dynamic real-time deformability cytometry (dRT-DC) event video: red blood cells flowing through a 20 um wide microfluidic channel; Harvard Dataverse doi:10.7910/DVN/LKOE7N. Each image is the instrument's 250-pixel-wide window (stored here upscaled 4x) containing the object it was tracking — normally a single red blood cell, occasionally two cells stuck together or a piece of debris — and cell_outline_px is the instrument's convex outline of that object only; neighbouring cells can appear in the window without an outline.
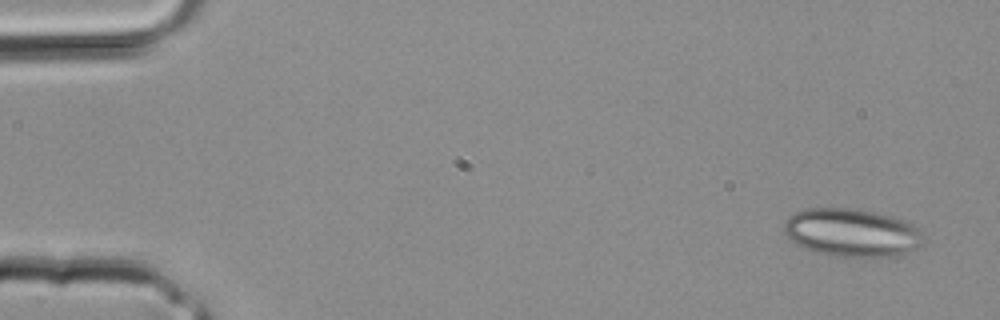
{"species": "common noctule bat (a hibernating species)", "species_latin": "Nyctalus noctula", "temperature_condition": "room temperature", "stored_images_in_passage": 4, "segment_of_instrument_passage": [1, 2], "camera_frame_rate_fps": 3000, "um_per_image_px": 0.085, "animal": {"sex": "male", "body_mass_g": 20.4}, "frame": {"image": 1, "passage_image": 1, "time_ms": 0.0, "image_size_px": [1000, 320], "cell_outline_px": [[920, 244], [916, 248], [904, 256], [836, 256], [816, 252], [796, 244], [784, 232], [784, 224], [788, 216], [792, 212], [804, 208], [852, 208], [876, 212], [892, 216], [904, 220], [912, 224], [920, 232]], "centroid_in_image_um": [72.37, 19.76], "position_along_channel_um": 12.6, "area_um2": 38.96}}